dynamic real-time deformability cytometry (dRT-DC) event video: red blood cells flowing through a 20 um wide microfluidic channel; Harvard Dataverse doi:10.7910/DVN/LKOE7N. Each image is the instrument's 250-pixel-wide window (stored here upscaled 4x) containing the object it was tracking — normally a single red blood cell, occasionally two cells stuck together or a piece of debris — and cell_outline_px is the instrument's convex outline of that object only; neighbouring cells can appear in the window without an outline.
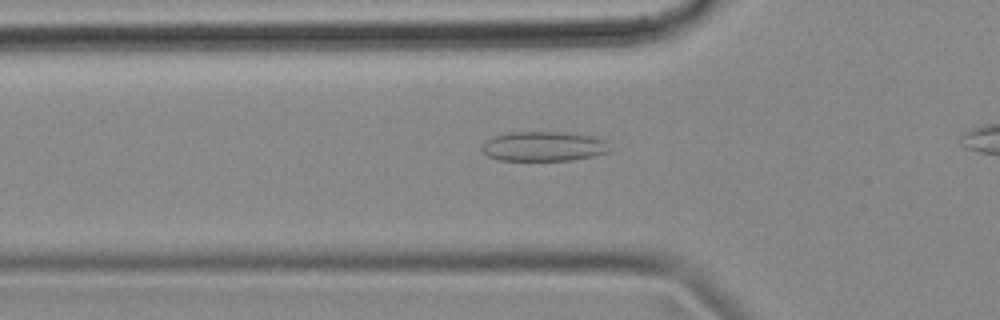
{"species": "common noctule bat (a hibernating species)", "species_latin": "Nyctalus noctula", "temperature_condition": "cold", "stored_images_in_passage": 39, "camera_frame_rate_fps": 3000, "um_per_image_px": 0.085, "animal": {"sex": "female", "body_mass_g": 18.4}, "frame": {"image": 1, "passage_image": 12, "time_ms": 3.667, "image_size_px": [1000, 320], "cell_outline_px": [[612, 148], [608, 152], [592, 156], [572, 160], [500, 160], [488, 156], [480, 148], [492, 136], [512, 132], [564, 132], [592, 136], [604, 140]], "centroid_in_image_um": [46.22, 12.44], "position_along_channel_um": 79.6, "area_um2": 22.02}}
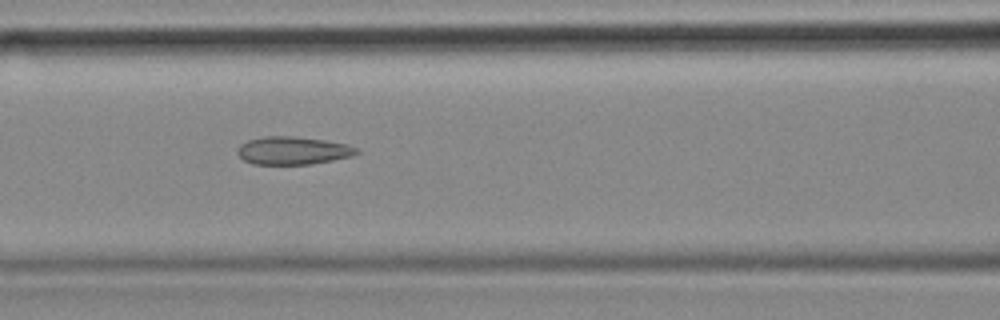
{"frame": {"image": 2, "passage_image": 17, "time_ms": 5.333, "image_size_px": [1000, 320], "cell_outline_px": [[360, 152], [352, 156], [312, 164], [252, 164], [244, 160], [236, 152], [236, 148], [240, 144], [248, 140], [264, 136], [296, 136], [324, 140], [348, 144], [360, 148]], "centroid_in_image_um": [24.91, 12.79], "position_along_channel_um": 141.7, "area_um2": 19.59}}